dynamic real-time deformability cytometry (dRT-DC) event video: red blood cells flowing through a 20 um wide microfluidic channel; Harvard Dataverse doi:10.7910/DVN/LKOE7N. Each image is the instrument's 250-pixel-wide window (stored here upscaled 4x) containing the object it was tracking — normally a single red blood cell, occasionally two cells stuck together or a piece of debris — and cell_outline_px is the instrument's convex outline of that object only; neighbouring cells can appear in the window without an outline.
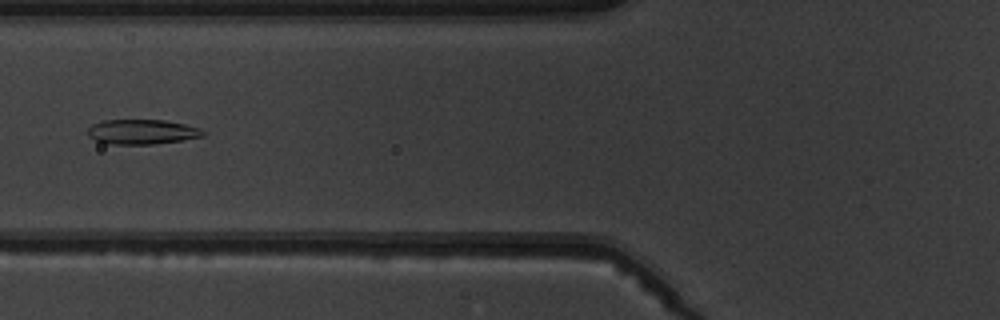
{"species": "common noctule bat (a hibernating species)", "species_latin": "Nyctalus noctula", "temperature_condition": "warm", "stored_images_in_passage": 7, "camera_frame_rate_fps": 3000, "um_per_image_px": 0.085, "animal": {"sex": "male", "body_mass_g": 19.5, "forearm_length_mm": 54.6}, "frame": {"image": 1, "passage_image": 6, "time_ms": 7.333, "image_size_px": [1000, 320], "cell_outline_px": [[208, 132], [204, 136], [180, 140], [152, 144], [112, 144], [96, 140], [88, 136], [88, 128], [92, 124], [104, 120], [164, 120], [184, 124], [200, 128]], "centroid_in_image_um": [12.09, 11.2], "position_along_channel_um": 113.7, "area_um2": 16.59}}
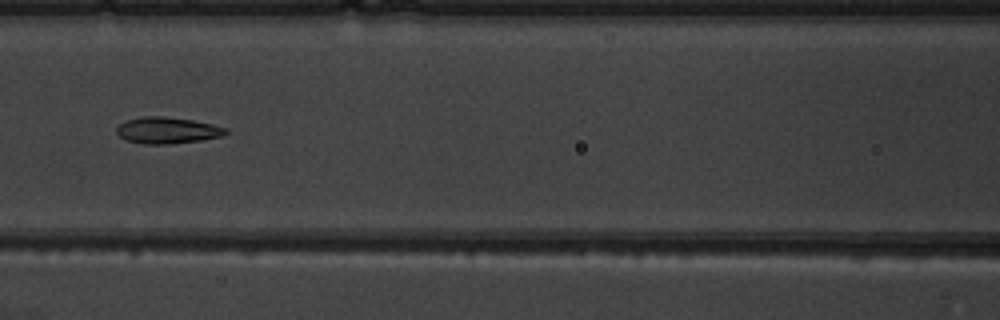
{"frame": {"image": 2, "passage_image": 7, "time_ms": 8.333, "image_size_px": [1000, 320], "cell_outline_px": [[228, 132], [224, 136], [200, 140], [168, 144], [144, 144], [124, 140], [116, 132], [116, 128], [120, 124], [128, 120], [140, 116], [164, 116], [192, 120], [212, 124], [228, 128]], "centroid_in_image_um": [14.23, 11.08], "position_along_channel_um": 152.4, "area_um2": 16.88}}